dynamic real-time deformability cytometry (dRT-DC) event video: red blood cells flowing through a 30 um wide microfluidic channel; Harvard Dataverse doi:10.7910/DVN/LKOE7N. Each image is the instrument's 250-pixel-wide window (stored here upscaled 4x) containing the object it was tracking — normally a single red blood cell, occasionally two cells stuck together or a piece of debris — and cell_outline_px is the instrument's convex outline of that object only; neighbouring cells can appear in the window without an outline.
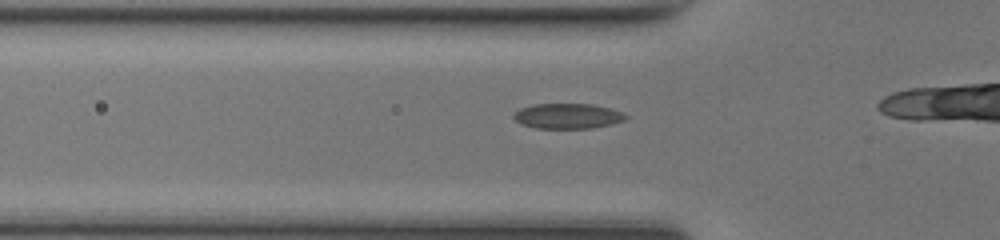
{"species": "common noctule bat (a hibernating species)", "species_latin": "Nyctalus noctula", "temperature_condition": "room temperature", "stored_images_in_passage": 10, "camera_frame_rate_fps": 3000, "um_per_image_px": 0.085, "animal": {"sex": "female", "body_mass_g": 17.0, "forearm_length_mm": 48.0}, "frame": {"image": 1, "passage_image": 6, "time_ms": 1.667, "image_size_px": [1000, 240], "cell_outline_px": [[628, 116], [624, 120], [592, 128], [536, 128], [520, 124], [512, 116], [520, 108], [532, 104], [592, 104], [608, 108], [620, 112]], "centroid_in_image_um": [48.19, 9.86], "position_along_channel_um": 77.6, "area_um2": 16.24}}
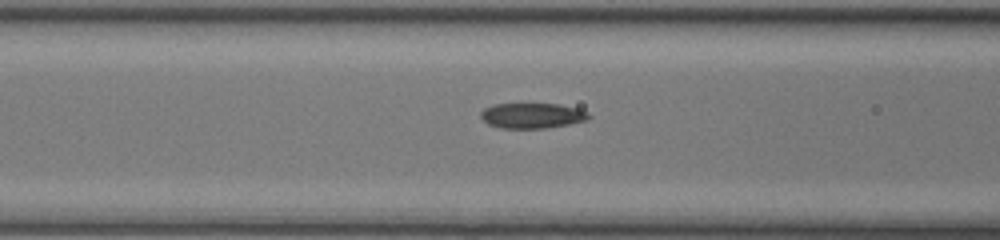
{"frame": {"image": 2, "passage_image": 9, "time_ms": 2.667, "image_size_px": [1000, 240], "cell_outline_px": [[592, 116], [588, 120], [568, 124], [544, 128], [504, 128], [488, 124], [480, 116], [480, 112], [484, 108], [496, 104], [560, 104], [576, 108], [588, 112]], "centroid_in_image_um": [45.25, 9.82], "position_along_channel_um": 121.3, "area_um2": 15.84}}